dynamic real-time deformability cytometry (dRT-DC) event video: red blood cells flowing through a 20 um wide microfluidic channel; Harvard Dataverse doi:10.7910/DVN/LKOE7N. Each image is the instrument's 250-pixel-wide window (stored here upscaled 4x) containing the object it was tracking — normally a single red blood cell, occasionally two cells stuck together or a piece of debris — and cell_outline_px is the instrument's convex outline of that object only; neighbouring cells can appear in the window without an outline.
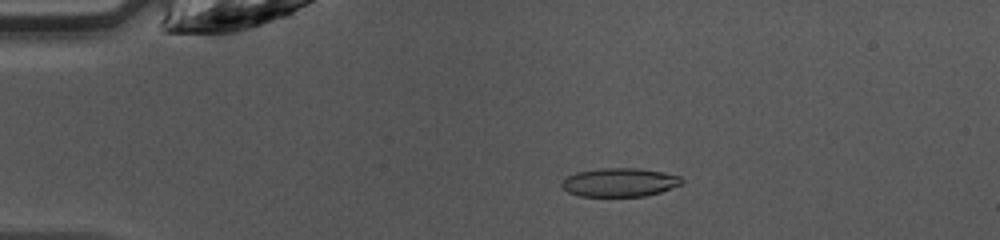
{"species": "common noctule bat (a hibernating species)", "species_latin": "Nyctalus noctula", "temperature_condition": "warm", "stored_images_in_passage": 47, "camera_frame_rate_fps": 3000, "um_per_image_px": 0.085, "animal": {"sex": "female", "body_mass_g": 10.0, "forearm_length_mm": 53.1}, "frame": {"image": 1, "passage_image": 10, "time_ms": 3.0, "image_size_px": [1000, 240], "cell_outline_px": [[684, 180], [680, 184], [660, 192], [644, 196], [580, 196], [568, 192], [560, 184], [560, 180], [576, 172], [600, 168], [640, 168], [664, 172], [680, 176]], "centroid_in_image_um": [52.64, 15.49], "position_along_channel_um": 32.4, "area_um2": 20.06}}
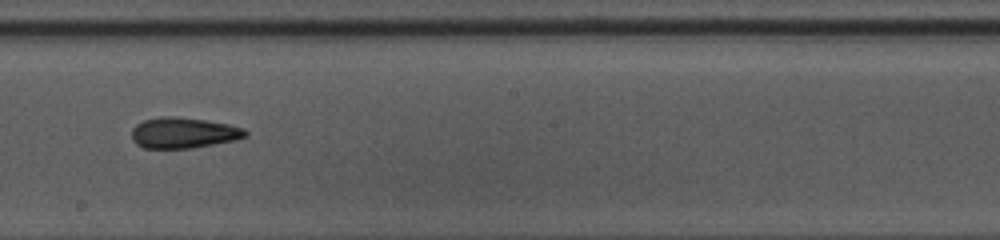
{"frame": {"image": 2, "passage_image": 27, "time_ms": 8.667, "image_size_px": [1000, 240], "cell_outline_px": [[248, 136], [236, 140], [192, 148], [144, 148], [136, 144], [132, 140], [132, 128], [136, 124], [144, 120], [160, 116], [176, 116], [204, 120], [228, 124], [244, 128], [248, 132]], "centroid_in_image_um": [15.6, 11.29], "position_along_channel_um": 232.6, "area_um2": 20.52}}
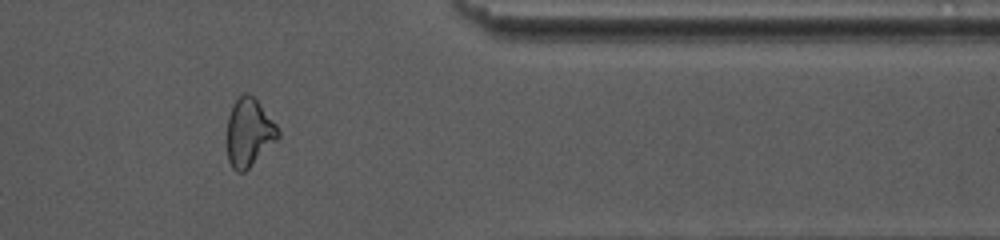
{"frame": {"image": 3, "passage_image": 39, "time_ms": 12.667, "image_size_px": [1000, 240], "cell_outline_px": [[280, 136], [244, 172], [236, 172], [232, 168], [228, 160], [228, 116], [232, 104], [244, 92], [248, 92], [256, 100], [276, 124], [280, 132]], "centroid_in_image_um": [21.15, 11.25], "position_along_channel_um": 390.2, "area_um2": 19.88}}